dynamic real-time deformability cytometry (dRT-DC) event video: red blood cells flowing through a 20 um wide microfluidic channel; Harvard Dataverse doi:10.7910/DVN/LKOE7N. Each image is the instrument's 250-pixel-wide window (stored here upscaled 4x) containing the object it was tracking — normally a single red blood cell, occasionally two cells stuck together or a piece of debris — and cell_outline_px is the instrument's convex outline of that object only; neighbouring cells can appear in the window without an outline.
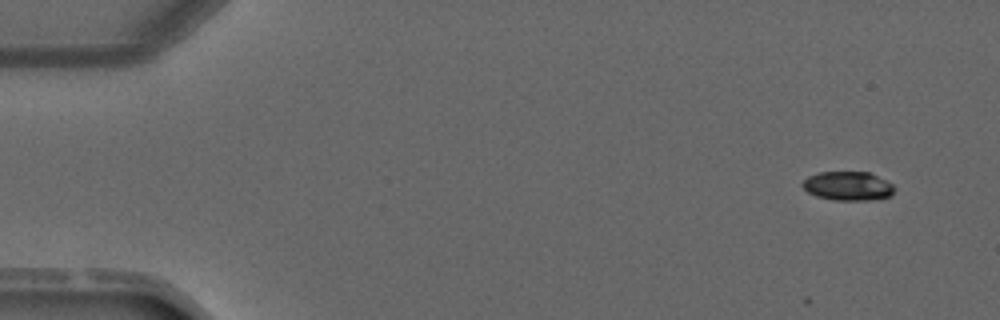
{"species": "common noctule bat (a hibernating species)", "species_latin": "Nyctalus noctula", "temperature_condition": "warm", "stored_images_in_passage": 5, "camera_frame_rate_fps": 3000, "um_per_image_px": 0.085, "animal": {"sex": "male", "forearm_length_mm": 52.5}, "frame": {"image": 1, "passage_image": 1, "time_ms": 0.0, "image_size_px": [1000, 320], "cell_outline_px": [[896, 188], [888, 196], [872, 200], [836, 200], [816, 196], [808, 192], [800, 184], [808, 176], [820, 172], [868, 172], [892, 184]], "centroid_in_image_um": [72.04, 15.81], "position_along_channel_um": 13.0, "area_um2": 15.32}}
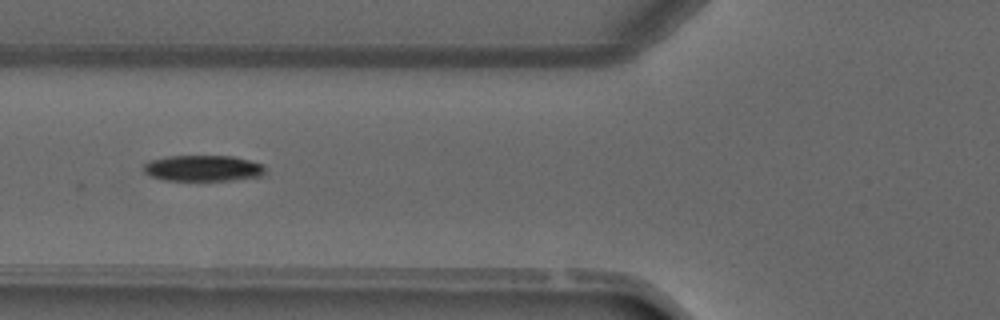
{"frame": {"image": 2, "passage_image": 5, "time_ms": 4.667, "image_size_px": [1000, 320], "cell_outline_px": [[264, 176], [232, 180], [164, 180], [148, 176], [144, 172], [144, 164], [152, 160], [168, 156], [232, 156], [248, 160], [260, 164], [264, 168]], "centroid_in_image_um": [17.23, 14.31], "position_along_channel_um": 108.6, "area_um2": 18.32}}